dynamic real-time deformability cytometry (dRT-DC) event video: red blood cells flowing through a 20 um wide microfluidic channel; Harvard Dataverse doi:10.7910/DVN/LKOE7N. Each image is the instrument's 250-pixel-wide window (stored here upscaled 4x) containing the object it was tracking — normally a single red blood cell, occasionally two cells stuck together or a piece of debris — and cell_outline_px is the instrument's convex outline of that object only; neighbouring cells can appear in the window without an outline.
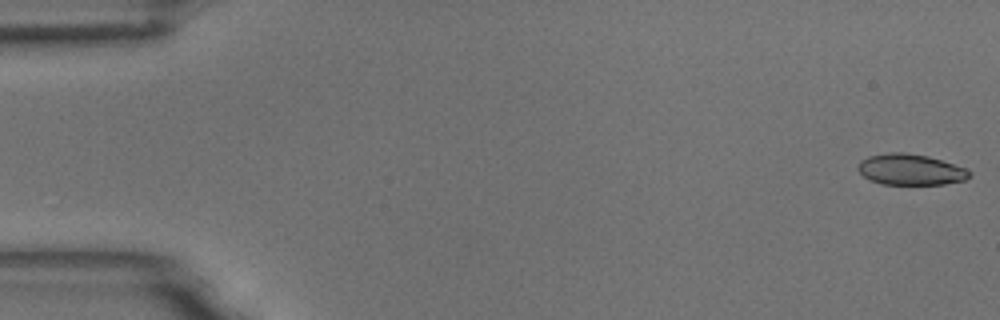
{"species": "common noctule bat (a hibernating species)", "species_latin": "Nyctalus noctula", "temperature_condition": "room temperature", "stored_images_in_passage": 10, "camera_frame_rate_fps": 3000, "um_per_image_px": 0.085, "animal": {"sex": "male", "body_mass_g": 18.8}, "frame": {"image": 1, "passage_image": 1, "time_ms": 0.0, "image_size_px": [1000, 320], "cell_outline_px": [[972, 176], [964, 180], [944, 184], [880, 184], [868, 180], [856, 168], [860, 160], [868, 156], [892, 152], [904, 152], [928, 156], [964, 168], [972, 172]], "centroid_in_image_um": [77.36, 14.42], "position_along_channel_um": 7.6, "area_um2": 20.11}}
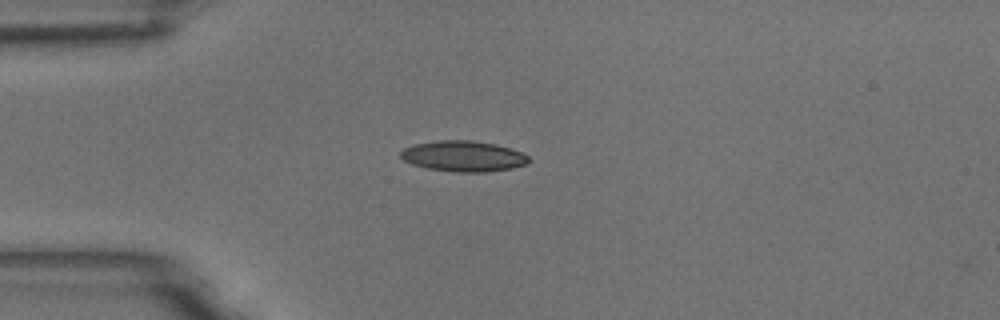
{"frame": {"image": 2, "passage_image": 5, "time_ms": 1.333, "image_size_px": [1000, 320], "cell_outline_px": [[528, 164], [512, 168], [488, 172], [456, 172], [428, 168], [412, 164], [404, 160], [400, 156], [400, 152], [404, 148], [416, 144], [436, 140], [472, 140], [496, 144], [520, 152], [528, 156]], "centroid_in_image_um": [39.38, 13.27], "position_along_channel_um": 45.6, "area_um2": 22.83}}
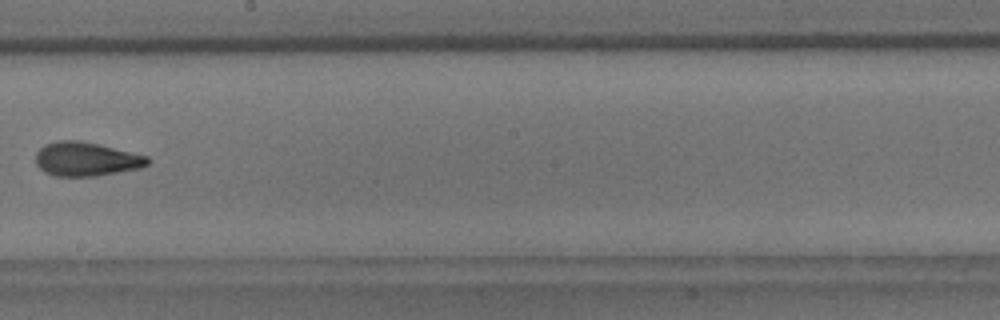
{"frame": {"image": 3, "passage_image": 10, "time_ms": 3.0, "image_size_px": [1000, 320], "cell_outline_px": [[152, 160], [148, 164], [140, 168], [96, 176], [56, 176], [44, 172], [36, 164], [36, 152], [44, 144], [60, 140], [80, 140], [148, 156]], "centroid_in_image_um": [7.32, 13.52], "position_along_channel_um": 240.9, "area_um2": 22.14}}